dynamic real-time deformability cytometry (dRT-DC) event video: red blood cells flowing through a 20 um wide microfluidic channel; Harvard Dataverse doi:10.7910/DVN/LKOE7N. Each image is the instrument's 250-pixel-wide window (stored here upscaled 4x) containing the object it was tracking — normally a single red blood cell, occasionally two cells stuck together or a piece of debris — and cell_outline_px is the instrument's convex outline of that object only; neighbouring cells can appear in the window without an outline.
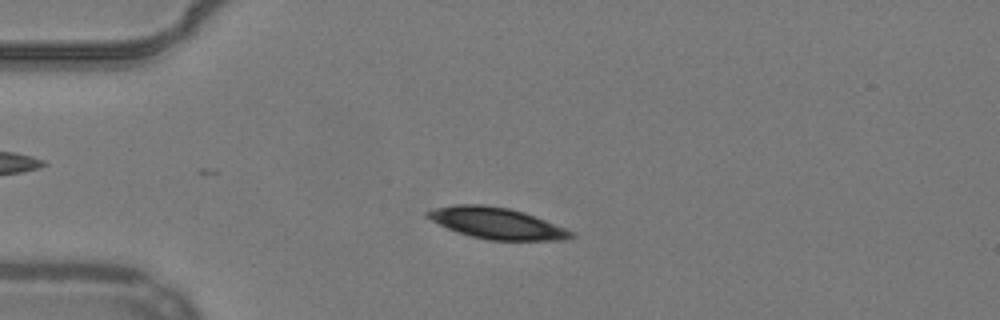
{"species": "common noctule bat (a hibernating species)", "species_latin": "Nyctalus noctula", "temperature_condition": "warm", "stored_images_in_passage": 43, "camera_frame_rate_fps": 3000, "um_per_image_px": 0.085, "animal": {"sex": "male", "body_mass_g": 19.2, "forearm_length_mm": 51.8}, "frame": {"image": 1, "passage_image": 12, "time_ms": 3.667, "image_size_px": [1000, 320], "cell_outline_px": [[576, 236], [564, 240], [488, 240], [472, 236], [448, 228], [424, 216], [424, 212], [436, 208], [456, 204], [480, 204], [508, 208], [524, 212], [536, 216], [564, 228], [572, 232]], "centroid_in_image_um": [42.23, 18.97], "position_along_channel_um": 42.8, "area_um2": 25.84}}
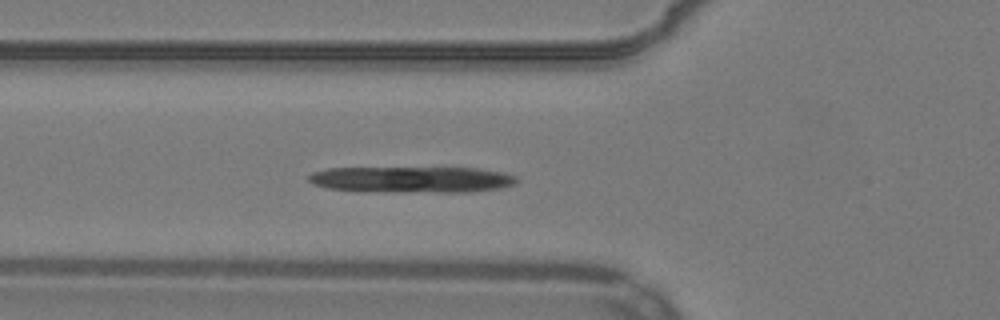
{"frame": {"image": 2, "passage_image": 18, "time_ms": 5.667, "image_size_px": [1000, 320], "cell_outline_px": [[516, 184], [500, 188], [468, 192], [436, 192], [328, 188], [312, 184], [308, 180], [308, 176], [312, 172], [328, 168], [480, 168], [504, 172], [516, 176]], "centroid_in_image_um": [35.09, 15.24], "position_along_channel_um": 90.7, "area_um2": 31.1}}
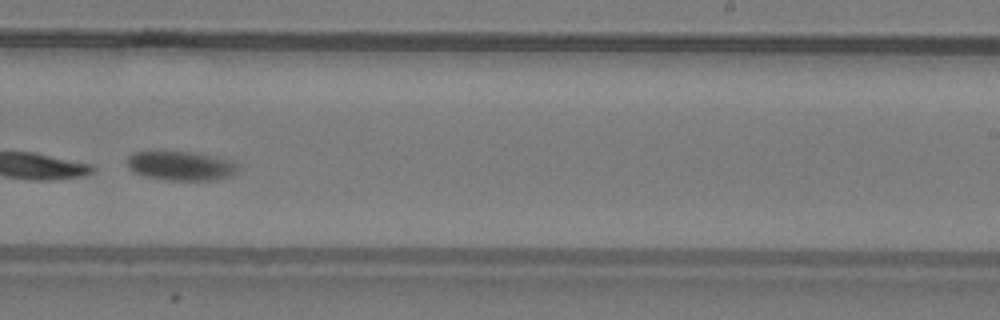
{"frame": {"image": 3, "passage_image": 33, "time_ms": 10.667, "image_size_px": [1000, 320], "cell_outline_px": [[240, 164], [236, 172], [228, 176], [212, 180], [168, 180], [144, 176], [128, 168], [128, 156], [132, 152], [192, 152], [232, 160]], "centroid_in_image_um": [15.39, 14.09], "position_along_channel_um": 273.6, "area_um2": 18.67}}